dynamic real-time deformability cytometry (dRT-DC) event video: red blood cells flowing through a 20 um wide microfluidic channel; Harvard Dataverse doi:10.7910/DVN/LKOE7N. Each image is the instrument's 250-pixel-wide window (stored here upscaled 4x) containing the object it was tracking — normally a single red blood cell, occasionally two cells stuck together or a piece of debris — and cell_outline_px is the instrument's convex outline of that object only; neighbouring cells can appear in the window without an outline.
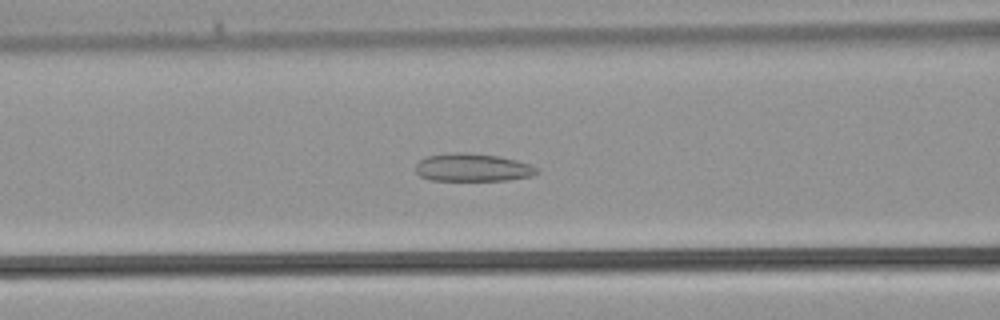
{"species": "common noctule bat (a hibernating species)", "species_latin": "Nyctalus noctula", "temperature_condition": "warm", "stored_images_in_passage": 27, "camera_frame_rate_fps": 3000, "um_per_image_px": 0.085, "animal": {"sex": "male", "body_mass_g": 21.5, "forearm_length_mm": 52.0}, "frame": {"image": 1, "passage_image": 4, "time_ms": 1.0, "image_size_px": [1000, 320], "cell_outline_px": [[540, 172], [532, 176], [508, 180], [432, 180], [420, 176], [416, 172], [416, 164], [424, 156], [452, 152], [460, 152], [500, 156], [516, 160], [540, 168]], "centroid_in_image_um": [40.18, 14.23], "position_along_channel_um": 126.4, "area_um2": 19.83}}
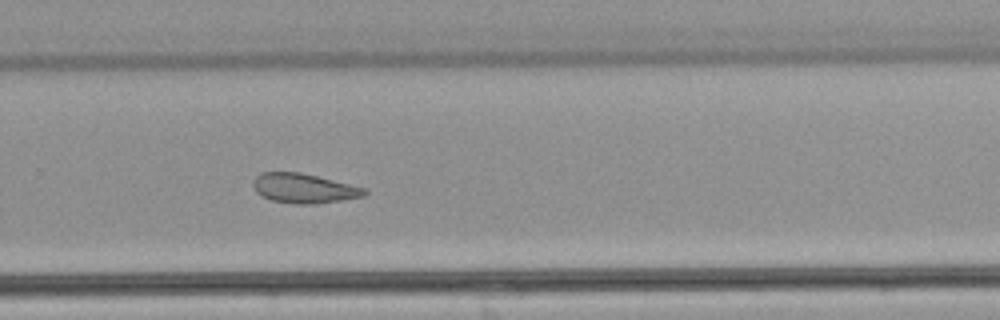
{"frame": {"image": 2, "passage_image": 14, "time_ms": 4.333, "image_size_px": [1000, 320], "cell_outline_px": [[368, 192], [364, 196], [316, 204], [296, 204], [272, 200], [256, 192], [252, 184], [252, 180], [260, 172], [300, 172], [364, 188]], "centroid_in_image_um": [25.79, 16.0], "position_along_channel_um": 304.0, "area_um2": 18.96}}
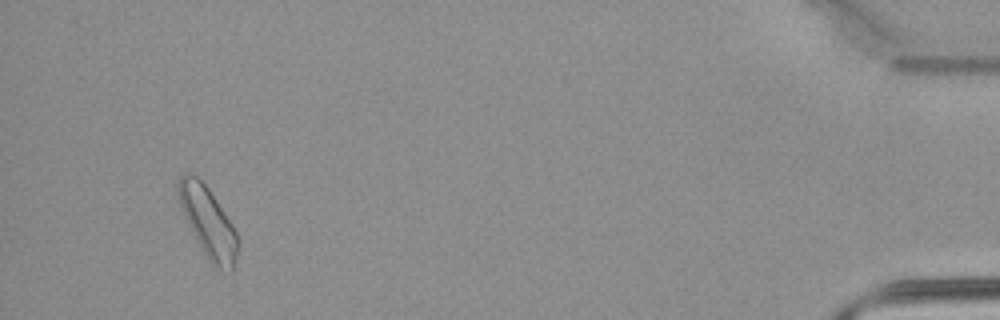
{"frame": {"image": 3, "passage_image": 25, "time_ms": 8.0, "image_size_px": [1000, 320], "cell_outline_px": [[240, 244], [232, 272], [220, 272], [208, 260], [188, 224], [180, 204], [176, 192], [176, 180], [184, 172], [192, 172], [208, 188], [232, 224], [240, 240]], "centroid_in_image_um": [17.69, 18.9], "position_along_channel_um": 417.5, "area_um2": 24.57}}